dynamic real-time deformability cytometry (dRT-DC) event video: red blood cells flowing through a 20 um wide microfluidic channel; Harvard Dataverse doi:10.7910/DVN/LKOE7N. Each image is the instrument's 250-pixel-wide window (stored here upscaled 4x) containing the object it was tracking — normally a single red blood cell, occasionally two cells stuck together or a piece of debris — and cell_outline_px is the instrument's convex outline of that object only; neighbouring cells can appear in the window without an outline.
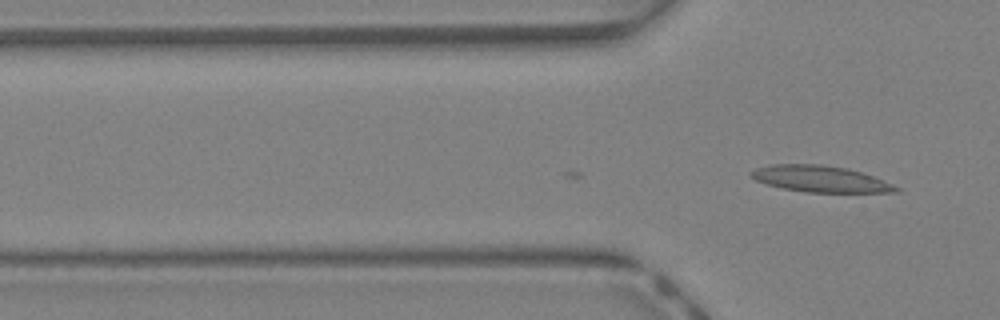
{"species": "Egyptian fruit bat (a non-hibernating species)", "species_latin": "Rousettus aegyptiacus", "temperature_condition": "warm", "stored_images_in_passage": 2, "camera_frame_rate_fps": 3000, "um_per_image_px": 0.085, "animal": {"sex": "female"}, "frame": {"image": 1, "passage_image": 2, "time_ms": 0.333, "image_size_px": [1000, 320], "cell_outline_px": [[900, 192], [808, 192], [784, 188], [768, 184], [756, 180], [748, 172], [756, 168], [772, 164], [820, 164], [848, 168], [872, 176], [892, 184], [900, 188]], "centroid_in_image_um": [69.73, 15.2], "position_along_channel_um": 56.1, "area_um2": 21.96}}